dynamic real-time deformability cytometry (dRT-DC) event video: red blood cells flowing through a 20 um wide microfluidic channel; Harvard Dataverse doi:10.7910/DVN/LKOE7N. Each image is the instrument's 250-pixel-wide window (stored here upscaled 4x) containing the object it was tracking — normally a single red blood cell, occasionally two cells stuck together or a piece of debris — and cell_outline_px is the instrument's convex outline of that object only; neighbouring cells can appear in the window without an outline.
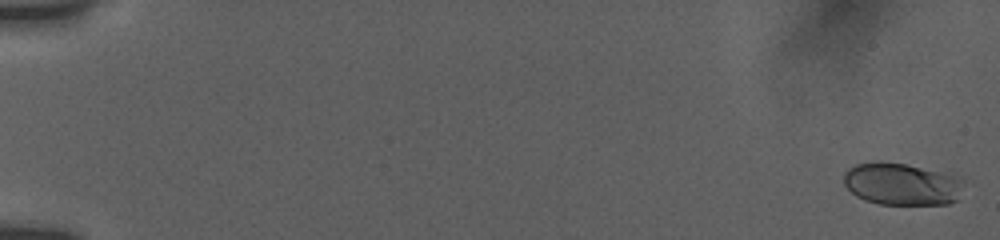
{"species": "human", "species_latin": "Homo sapiens", "temperature_condition": "room temperature", "stored_images_in_passage": 17, "camera_frame_rate_fps": 3000, "um_per_image_px": 0.085, "donor": {"sex": "female"}, "frame": {"image": 1, "passage_image": 1, "time_ms": 0.0, "image_size_px": [1000, 240], "cell_outline_px": [[964, 180], [956, 200], [948, 204], [880, 204], [864, 200], [856, 196], [844, 184], [844, 172], [848, 168], [856, 164], [880, 160], [904, 164], [964, 176]], "centroid_in_image_um": [76.65, 15.63], "position_along_channel_um": 8.3, "area_um2": 29.77}}
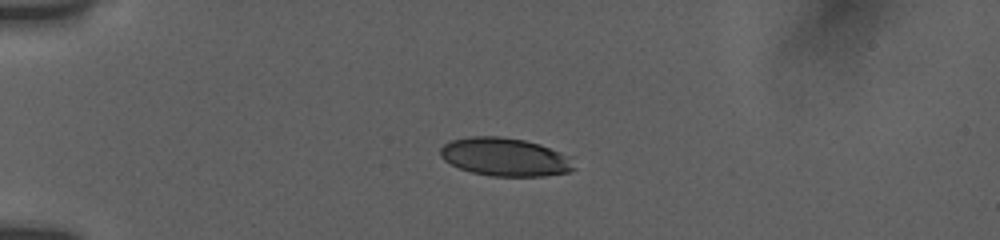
{"frame": {"image": 2, "passage_image": 15, "time_ms": 4.667, "image_size_px": [1000, 240], "cell_outline_px": [[576, 168], [568, 172], [544, 176], [492, 176], [472, 172], [460, 168], [444, 160], [440, 156], [440, 148], [444, 144], [452, 140], [468, 136], [500, 136], [524, 140], [540, 144], [560, 152], [568, 156]], "centroid_in_image_um": [42.91, 13.34], "position_along_channel_um": 42.1, "area_um2": 29.71}}